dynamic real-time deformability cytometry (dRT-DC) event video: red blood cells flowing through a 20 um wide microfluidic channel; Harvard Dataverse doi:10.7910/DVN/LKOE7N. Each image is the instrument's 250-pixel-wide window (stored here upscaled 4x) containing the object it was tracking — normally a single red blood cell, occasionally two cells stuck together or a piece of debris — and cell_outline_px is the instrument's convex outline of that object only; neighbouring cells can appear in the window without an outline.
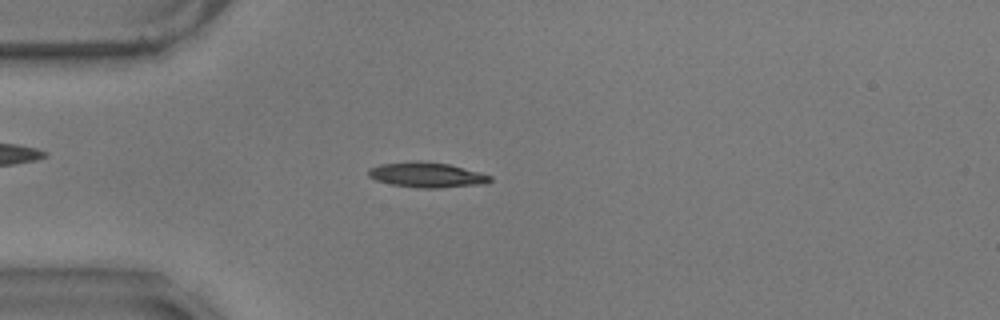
{"species": "common noctule bat (a hibernating species)", "species_latin": "Nyctalus noctula", "temperature_condition": "warm", "stored_images_in_passage": 57, "camera_frame_rate_fps": 3000, "um_per_image_px": 0.085, "animal": {"sex": "male", "body_mass_g": 17.9}, "frame": {"image": 1, "passage_image": 15, "time_ms": 4.667, "image_size_px": [1000, 320], "cell_outline_px": [[492, 180], [488, 184], [436, 188], [416, 188], [392, 184], [376, 180], [368, 176], [368, 168], [380, 164], [416, 160], [420, 160], [448, 164], [480, 172], [492, 176]], "centroid_in_image_um": [36.29, 14.86], "position_along_channel_um": 48.7, "area_um2": 18.03}}
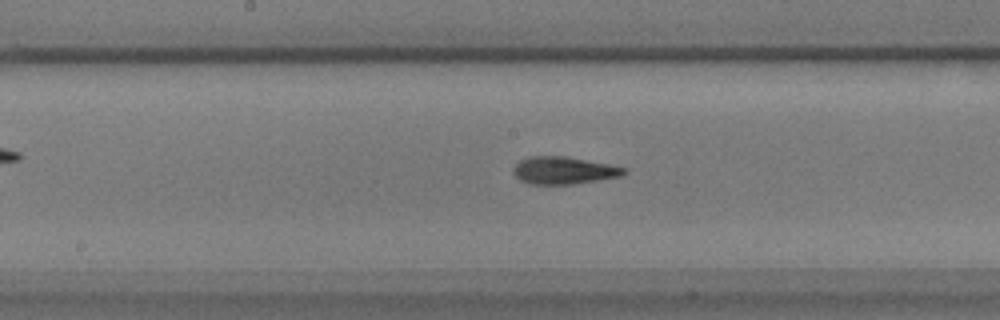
{"frame": {"image": 2, "passage_image": 29, "time_ms": 9.333, "image_size_px": [1000, 320], "cell_outline_px": [[628, 172], [620, 176], [572, 184], [532, 184], [520, 180], [512, 172], [512, 168], [520, 160], [528, 156], [564, 156], [608, 164], [628, 168]], "centroid_in_image_um": [47.9, 14.48], "position_along_channel_um": 200.3, "area_um2": 17.57}}
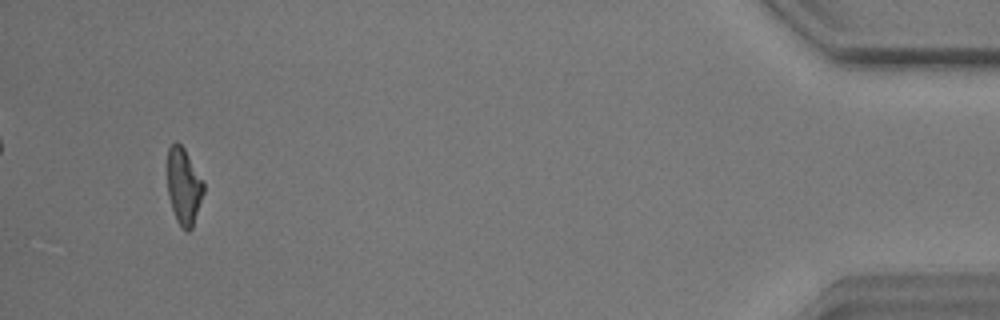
{"frame": {"image": 3, "passage_image": 54, "time_ms": 17.667, "image_size_px": [1000, 320], "cell_outline_px": [[204, 192], [192, 228], [188, 232], [176, 220], [168, 196], [168, 148], [176, 140], [184, 148], [204, 180]], "centroid_in_image_um": [15.63, 15.81], "position_along_channel_um": 419.6, "area_um2": 16.13}, "authors_computed_cell_mechanics": {"area_um2": 17.2244, "velocity_mm_per_s": 3.5127, "shape_relaxation_time_tau1_ms": 6.4213, "shape_relaxation_time_tau2_ms": 1.7432, "deformation_change_tau1": 0.199, "deformation_change_tau2": 0.0932}}